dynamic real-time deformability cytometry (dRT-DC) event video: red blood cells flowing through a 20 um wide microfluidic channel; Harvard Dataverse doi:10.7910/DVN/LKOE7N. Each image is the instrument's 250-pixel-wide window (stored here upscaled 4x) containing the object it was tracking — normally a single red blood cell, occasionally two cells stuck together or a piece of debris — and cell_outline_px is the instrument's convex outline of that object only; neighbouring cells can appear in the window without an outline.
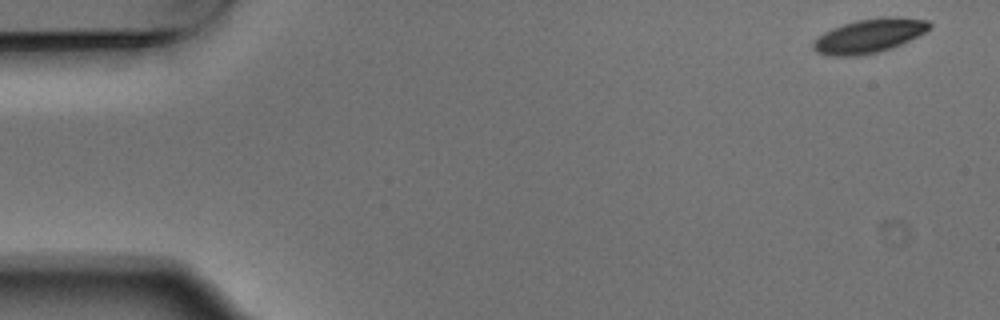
{"species": "Egyptian fruit bat (a non-hibernating species)", "species_latin": "Rousettus aegyptiacus", "temperature_condition": "warm", "stored_images_in_passage": 5, "camera_frame_rate_fps": 3000, "um_per_image_px": 0.085, "animal": {"sex": "male"}, "frame": {"image": 1, "passage_image": 1, "time_ms": 0.0, "image_size_px": [1000, 320], "cell_outline_px": [[932, 28], [892, 48], [860, 56], [828, 56], [816, 52], [812, 48], [812, 40], [824, 32], [832, 28], [856, 20], [884, 16], [896, 16], [928, 20], [932, 24]], "centroid_in_image_um": [73.85, 3.04], "position_along_channel_um": 11.1, "area_um2": 23.24}}
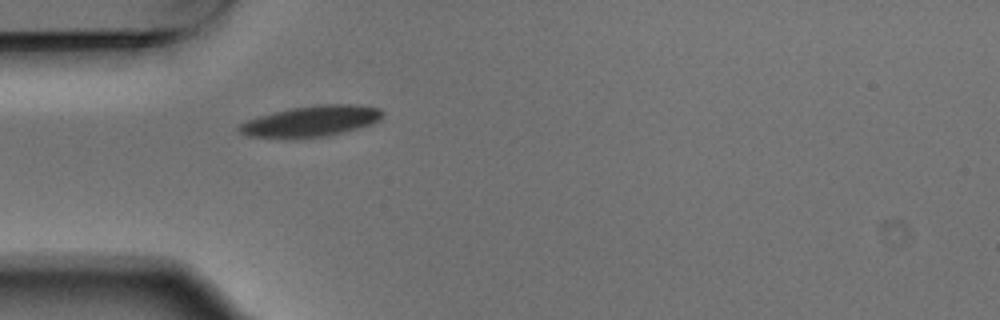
{"frame": {"image": 2, "passage_image": 5, "time_ms": 1.333, "image_size_px": [1000, 320], "cell_outline_px": [[384, 112], [380, 120], [372, 124], [344, 132], [328, 136], [248, 136], [240, 132], [236, 128], [240, 124], [248, 120], [260, 116], [292, 108], [320, 104], [356, 104], [380, 108]], "centroid_in_image_um": [26.54, 10.27], "position_along_channel_um": 58.5, "area_um2": 25.03}}